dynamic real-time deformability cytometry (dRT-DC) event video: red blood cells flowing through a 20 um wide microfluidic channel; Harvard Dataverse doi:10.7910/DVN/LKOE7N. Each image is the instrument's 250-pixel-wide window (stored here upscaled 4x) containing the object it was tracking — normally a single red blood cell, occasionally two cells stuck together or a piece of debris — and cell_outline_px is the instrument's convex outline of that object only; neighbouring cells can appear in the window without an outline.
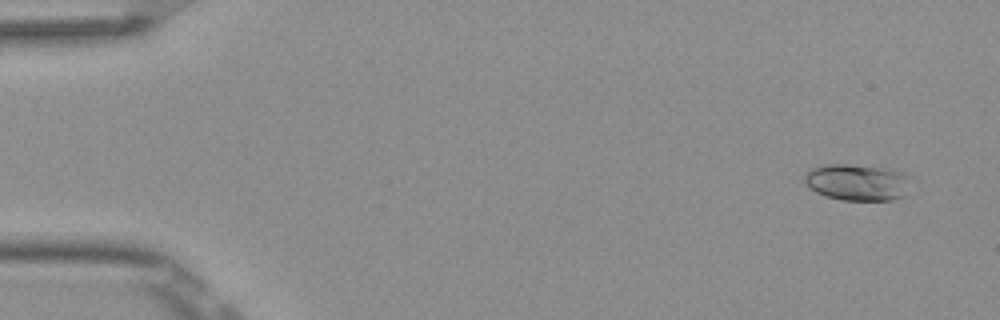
{"species": "Egyptian fruit bat (a non-hibernating species)", "species_latin": "Rousettus aegyptiacus", "temperature_condition": "room temperature", "stored_images_in_passage": 5, "camera_frame_rate_fps": 3000, "um_per_image_px": 0.085, "frame": {"image": 1, "passage_image": 1, "time_ms": 0.0, "image_size_px": [1000, 320], "cell_outline_px": [[908, 176], [904, 196], [892, 200], [840, 200], [824, 196], [816, 192], [804, 180], [804, 176], [812, 168], [824, 164], [844, 164], [892, 168], [904, 172]], "centroid_in_image_um": [72.86, 15.48], "position_along_channel_um": 12.1, "area_um2": 22.54}}
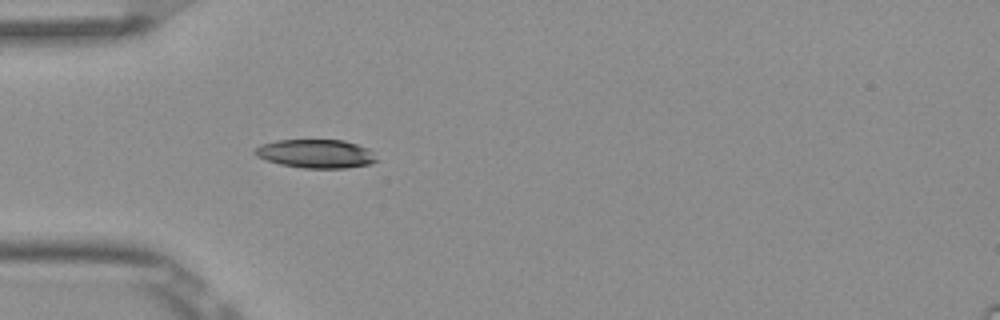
{"frame": {"image": 2, "passage_image": 5, "time_ms": 1.333, "image_size_px": [1000, 320], "cell_outline_px": [[380, 160], [368, 164], [344, 168], [304, 168], [280, 164], [256, 156], [252, 152], [260, 144], [276, 140], [344, 140], [368, 148]], "centroid_in_image_um": [26.84, 13.06], "position_along_channel_um": 58.2, "area_um2": 20.29}}